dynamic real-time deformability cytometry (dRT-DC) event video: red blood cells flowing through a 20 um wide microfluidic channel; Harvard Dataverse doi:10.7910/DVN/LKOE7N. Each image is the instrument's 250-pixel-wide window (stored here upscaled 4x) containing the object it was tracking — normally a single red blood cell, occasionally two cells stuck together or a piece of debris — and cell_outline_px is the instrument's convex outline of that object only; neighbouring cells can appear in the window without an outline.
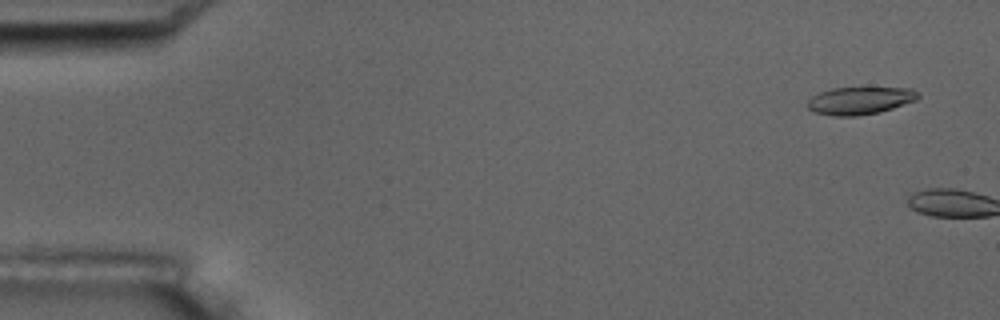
{"species": "common noctule bat (a hibernating species)", "species_latin": "Nyctalus noctula", "temperature_condition": "room temperature", "stored_images_in_passage": 2, "camera_frame_rate_fps": 3000, "um_per_image_px": 0.085, "animal": {"sex": "male", "body_mass_g": 17.5, "forearm_length_mm": 52.3}, "frame": {"image": 1, "passage_image": 1, "time_ms": 0.0, "image_size_px": [1000, 320], "cell_outline_px": [[920, 96], [916, 100], [880, 112], [856, 116], [832, 116], [812, 112], [804, 104], [812, 96], [820, 92], [832, 88], [912, 88]], "centroid_in_image_um": [73.03, 8.56], "position_along_channel_um": 12.0, "area_um2": 17.8}}